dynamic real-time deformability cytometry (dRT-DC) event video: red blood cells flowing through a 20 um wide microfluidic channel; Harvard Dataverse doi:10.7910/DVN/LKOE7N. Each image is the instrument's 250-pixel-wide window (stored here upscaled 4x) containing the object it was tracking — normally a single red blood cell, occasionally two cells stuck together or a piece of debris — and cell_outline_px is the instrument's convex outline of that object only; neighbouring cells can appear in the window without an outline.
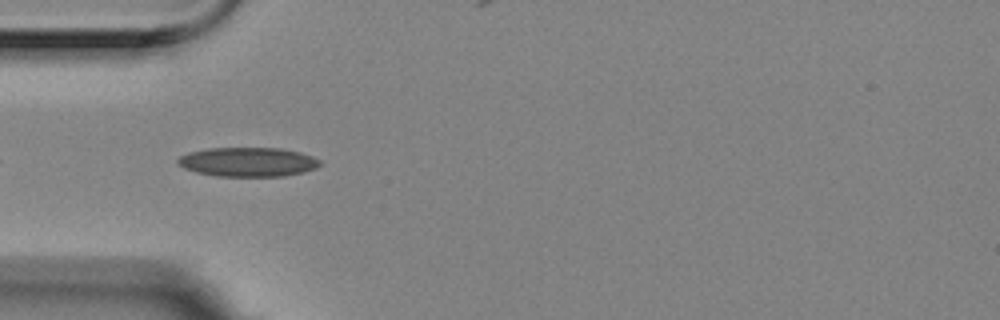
{"species": "Egyptian fruit bat (a non-hibernating species)", "species_latin": "Rousettus aegyptiacus", "temperature_condition": "room temperature", "stored_images_in_passage": 4, "camera_frame_rate_fps": 3000, "um_per_image_px": 0.085, "animal": {"sex": "female"}, "frame": {"image": 1, "passage_image": 3, "time_ms": 0.667, "image_size_px": [1000, 320], "cell_outline_px": [[324, 164], [316, 168], [304, 172], [284, 176], [216, 176], [196, 172], [184, 168], [176, 164], [176, 160], [180, 156], [188, 152], [208, 148], [280, 148], [300, 152], [312, 156], [320, 160]], "centroid_in_image_um": [21.08, 13.76], "position_along_channel_um": 63.9, "area_um2": 24.45}}
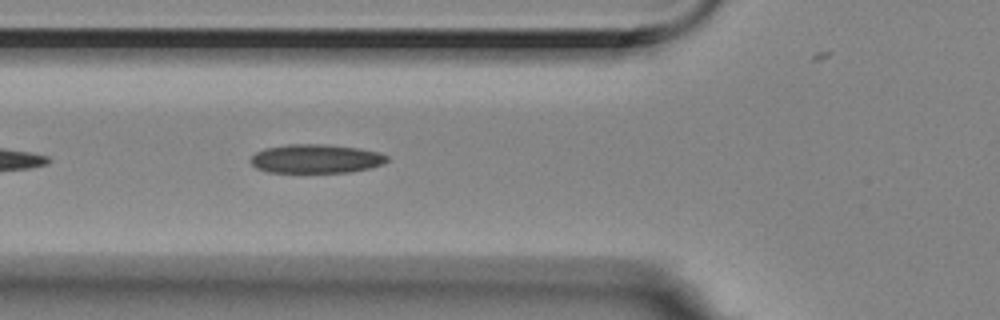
{"frame": {"image": 2, "passage_image": 4, "time_ms": 1.0, "image_size_px": [1000, 320], "cell_outline_px": [[388, 160], [384, 164], [368, 168], [348, 172], [268, 172], [256, 168], [248, 160], [256, 152], [264, 148], [288, 144], [328, 144], [360, 148], [380, 152], [388, 156]], "centroid_in_image_um": [26.85, 13.48], "position_along_channel_um": 98.9, "area_um2": 23.12}}